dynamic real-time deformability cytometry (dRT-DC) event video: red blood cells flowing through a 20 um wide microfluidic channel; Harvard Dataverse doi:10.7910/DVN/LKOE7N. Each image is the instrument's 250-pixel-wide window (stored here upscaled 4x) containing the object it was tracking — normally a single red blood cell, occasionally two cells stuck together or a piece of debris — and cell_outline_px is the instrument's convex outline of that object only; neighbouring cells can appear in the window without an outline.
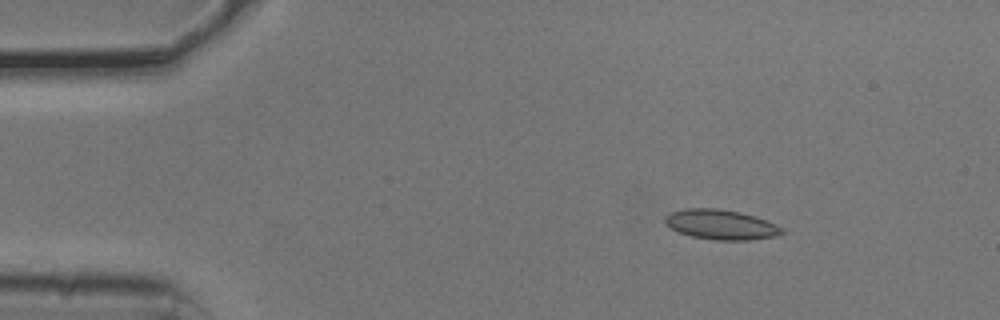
{"species": "common noctule bat (a hibernating species)", "species_latin": "Nyctalus noctula", "temperature_condition": "cold", "stored_images_in_passage": 14, "camera_frame_rate_fps": 3000, "um_per_image_px": 0.085, "animal": {"sex": "male", "body_mass_g": 20.5, "forearm_length_mm": 52.5}, "frame": {"image": 1, "passage_image": 7, "time_ms": 2.0, "image_size_px": [1000, 320], "cell_outline_px": [[784, 232], [776, 236], [748, 240], [712, 240], [692, 236], [680, 232], [672, 228], [664, 220], [664, 216], [672, 212], [684, 208], [716, 208], [740, 212], [776, 224], [784, 228]], "centroid_in_image_um": [61.29, 19.09], "position_along_channel_um": 23.7, "area_um2": 20.17}}